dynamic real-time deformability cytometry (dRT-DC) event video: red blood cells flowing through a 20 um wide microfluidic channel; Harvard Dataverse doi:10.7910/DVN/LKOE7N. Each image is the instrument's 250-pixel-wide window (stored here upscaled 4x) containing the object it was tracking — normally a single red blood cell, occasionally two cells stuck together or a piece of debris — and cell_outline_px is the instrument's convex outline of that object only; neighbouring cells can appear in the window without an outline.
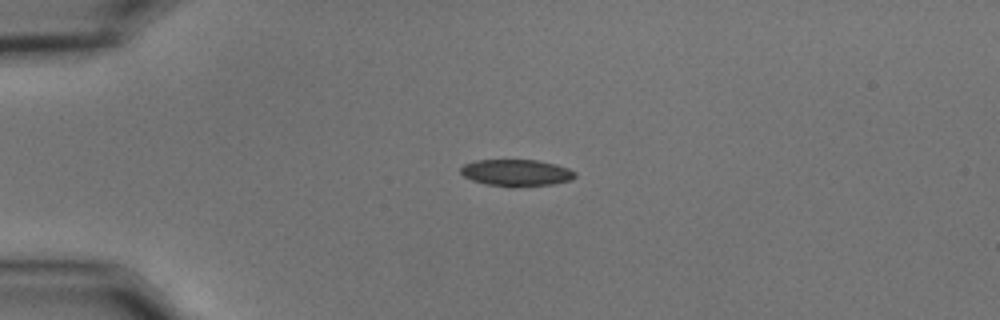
{"species": "common noctule bat (a hibernating species)", "species_latin": "Nyctalus noctula", "temperature_condition": "cold", "stored_images_in_passage": 43, "camera_frame_rate_fps": 3000, "um_per_image_px": 0.085, "animal": {"sex": "male", "body_mass_g": 15.6}, "frame": {"image": 1, "passage_image": 1, "time_ms": 0.0, "image_size_px": [1000, 320], "cell_outline_px": [[576, 176], [572, 180], [552, 184], [488, 184], [472, 180], [464, 176], [460, 172], [460, 168], [464, 164], [476, 160], [536, 160], [556, 164], [568, 168], [576, 172]], "centroid_in_image_um": [43.9, 14.63], "position_along_channel_um": 41.1, "area_um2": 17.05}}
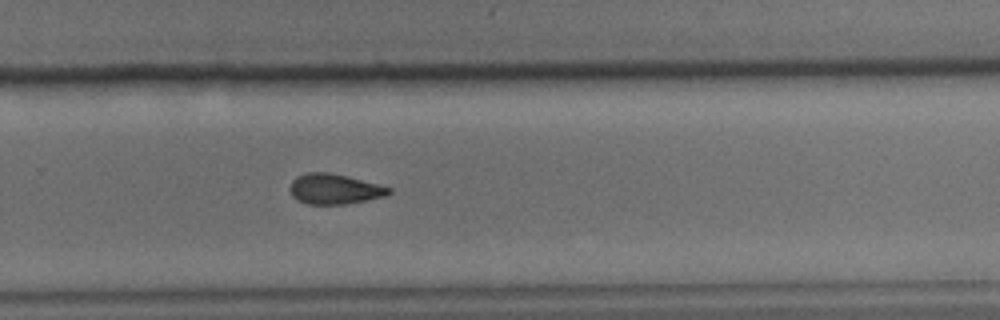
{"frame": {"image": 2, "passage_image": 25, "time_ms": 8.0, "image_size_px": [1000, 320], "cell_outline_px": [[392, 192], [388, 196], [348, 204], [308, 204], [292, 196], [288, 188], [292, 180], [296, 176], [308, 172], [328, 172], [348, 176], [392, 188]], "centroid_in_image_um": [28.44, 16.06], "position_along_channel_um": 301.4, "area_um2": 17.63}}
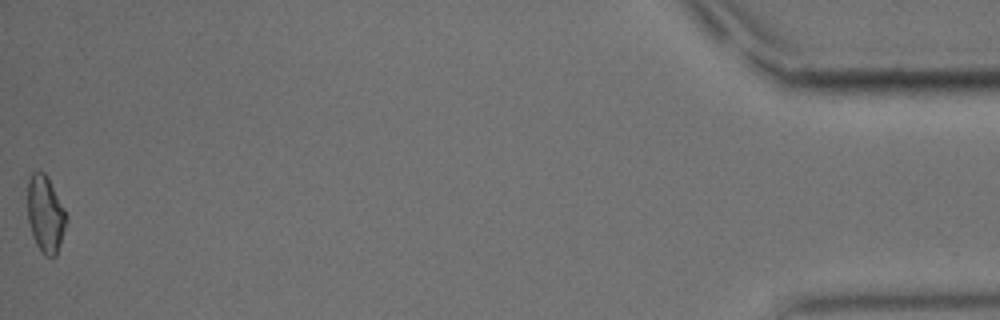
{"frame": {"image": 3, "passage_image": 43, "time_ms": 14.0, "image_size_px": [1000, 320], "cell_outline_px": [[68, 220], [56, 256], [44, 256], [36, 244], [32, 236], [28, 220], [28, 180], [32, 172], [44, 172], [48, 176], [68, 216]], "centroid_in_image_um": [3.87, 18.21], "position_along_channel_um": 431.3, "area_um2": 17.46}, "authors_computed_cell_mechanics": {"area_um2": 17.629, "velocity_mm_per_s": 3.6384, "shape_relaxation_time_tau1_ms": 7.4408, "shape_relaxation_time_tau2_ms": 9.5094, "deformation_change_tau1": 0.1689, "deformation_change_tau2": 0.1568}}